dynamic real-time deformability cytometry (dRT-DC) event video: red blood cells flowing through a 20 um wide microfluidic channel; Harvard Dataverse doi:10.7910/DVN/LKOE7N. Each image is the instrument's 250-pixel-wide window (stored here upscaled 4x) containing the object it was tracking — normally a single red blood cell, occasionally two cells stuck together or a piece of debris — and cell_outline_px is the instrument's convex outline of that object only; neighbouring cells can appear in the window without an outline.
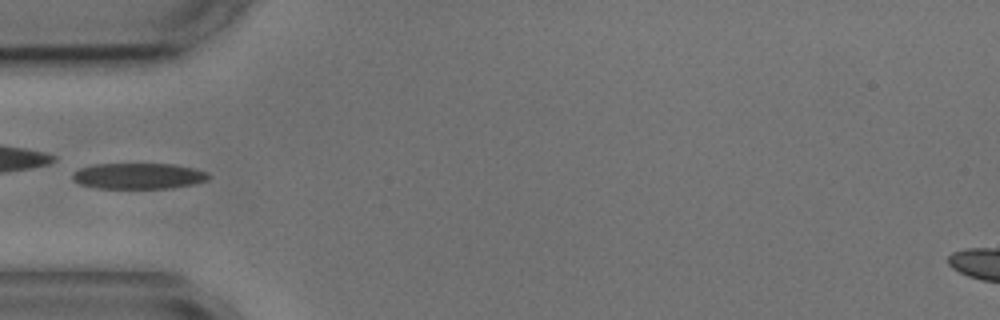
{"species": "common noctule bat (a hibernating species)", "species_latin": "Nyctalus noctula", "temperature_condition": "cold", "stored_images_in_passage": 6, "camera_frame_rate_fps": 3000, "um_per_image_px": 0.085, "animal": {"sex": "male", "body_mass_g": 17.9, "forearm_length_mm": 54.2}, "frame": {"image": 1, "passage_image": 4, "time_ms": 3.667, "image_size_px": [1000, 320], "cell_outline_px": [[212, 176], [208, 180], [196, 184], [172, 188], [96, 188], [80, 184], [72, 180], [72, 172], [80, 168], [92, 164], [176, 164], [196, 168], [208, 172]], "centroid_in_image_um": [11.81, 14.95], "position_along_channel_um": 73.2, "area_um2": 20.92}}